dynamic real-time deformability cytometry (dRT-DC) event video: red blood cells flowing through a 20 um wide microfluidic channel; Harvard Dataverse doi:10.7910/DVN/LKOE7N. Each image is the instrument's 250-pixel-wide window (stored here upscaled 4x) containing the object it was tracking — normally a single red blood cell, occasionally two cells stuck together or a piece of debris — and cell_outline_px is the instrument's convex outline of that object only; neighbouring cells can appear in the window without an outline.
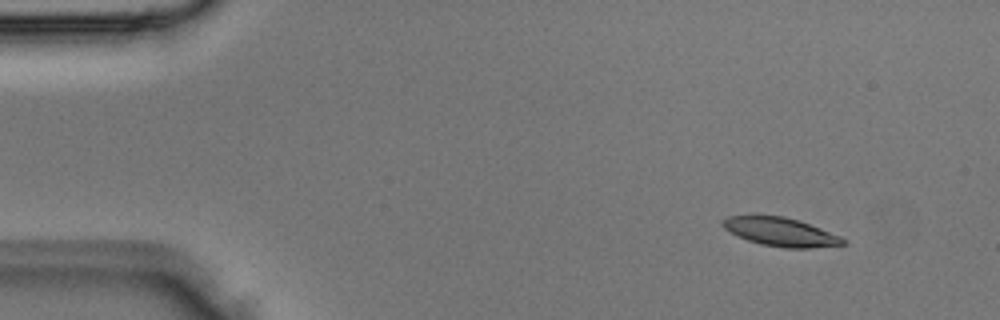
{"species": "Egyptian fruit bat (a non-hibernating species)", "species_latin": "Rousettus aegyptiacus", "temperature_condition": "room temperature", "stored_images_in_passage": 2, "camera_frame_rate_fps": 3000, "um_per_image_px": 0.085, "animal": {"sex": "male"}, "frame": {"image": 1, "passage_image": 1, "time_ms": 0.0, "image_size_px": [1000, 320], "cell_outline_px": [[848, 244], [812, 248], [784, 248], [760, 244], [748, 240], [724, 228], [720, 224], [728, 216], [784, 216], [800, 220], [840, 236]], "centroid_in_image_um": [66.39, 19.72], "position_along_channel_um": 18.6, "area_um2": 19.83}}
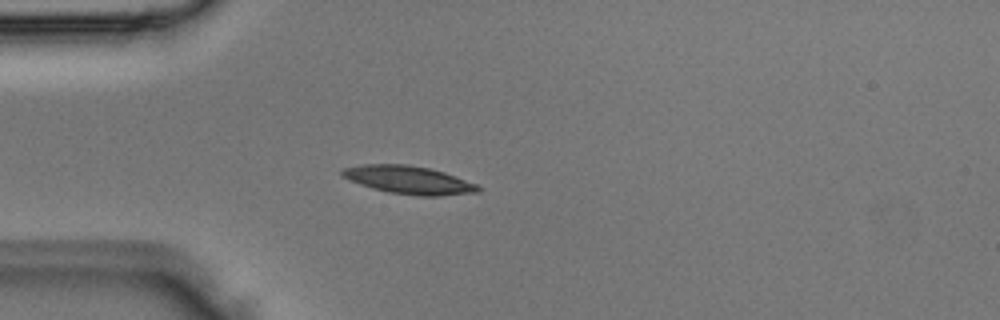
{"frame": {"image": 2, "passage_image": 2, "time_ms": 0.333, "image_size_px": [1000, 320], "cell_outline_px": [[480, 192], [440, 196], [420, 196], [388, 192], [372, 188], [360, 184], [344, 176], [340, 172], [340, 168], [360, 164], [408, 164], [428, 168], [444, 172], [476, 184], [480, 188]], "centroid_in_image_um": [34.73, 15.29], "position_along_channel_um": 50.3, "area_um2": 22.14}}